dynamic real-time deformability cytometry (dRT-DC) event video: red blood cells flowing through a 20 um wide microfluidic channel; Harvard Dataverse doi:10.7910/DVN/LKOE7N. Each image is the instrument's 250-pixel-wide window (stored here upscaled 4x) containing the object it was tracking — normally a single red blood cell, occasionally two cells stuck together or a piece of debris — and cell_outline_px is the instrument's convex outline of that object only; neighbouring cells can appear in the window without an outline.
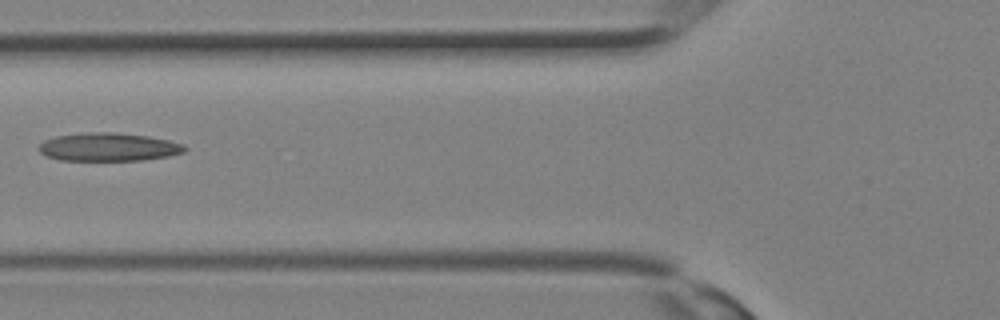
{"species": "Egyptian fruit bat (a non-hibernating species)", "species_latin": "Rousettus aegyptiacus", "temperature_condition": "room temperature", "stored_images_in_passage": 12, "camera_frame_rate_fps": 3000, "um_per_image_px": 0.085, "animal": {"sex": "female"}, "frame": {"image": 1, "passage_image": 9, "time_ms": 2.667, "image_size_px": [1000, 320], "cell_outline_px": [[188, 148], [184, 152], [168, 156], [144, 160], [60, 160], [44, 156], [36, 148], [44, 140], [56, 136], [88, 132], [112, 132], [148, 136], [168, 140], [184, 144]], "centroid_in_image_um": [9.21, 12.5], "position_along_channel_um": 116.6, "area_um2": 24.1}}
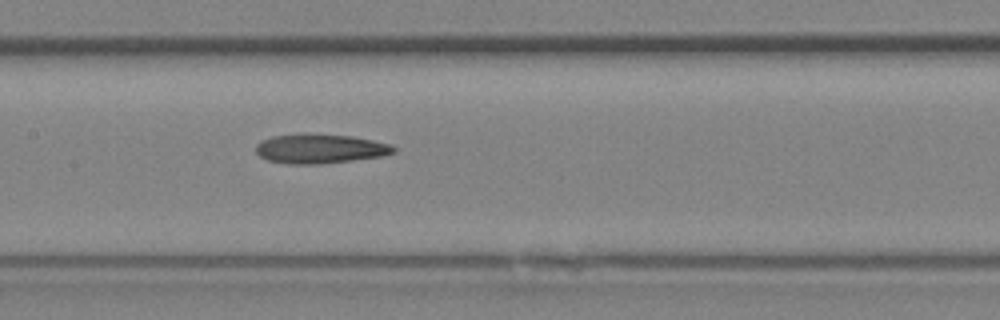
{"frame": {"image": 2, "passage_image": 12, "time_ms": 3.667, "image_size_px": [1000, 320], "cell_outline_px": [[396, 152], [380, 156], [320, 164], [288, 164], [268, 160], [260, 156], [256, 152], [256, 144], [260, 140], [272, 136], [300, 132], [308, 132], [352, 136], [392, 144], [396, 148]], "centroid_in_image_um": [27.16, 12.61], "position_along_channel_um": 180.2, "area_um2": 23.99}}